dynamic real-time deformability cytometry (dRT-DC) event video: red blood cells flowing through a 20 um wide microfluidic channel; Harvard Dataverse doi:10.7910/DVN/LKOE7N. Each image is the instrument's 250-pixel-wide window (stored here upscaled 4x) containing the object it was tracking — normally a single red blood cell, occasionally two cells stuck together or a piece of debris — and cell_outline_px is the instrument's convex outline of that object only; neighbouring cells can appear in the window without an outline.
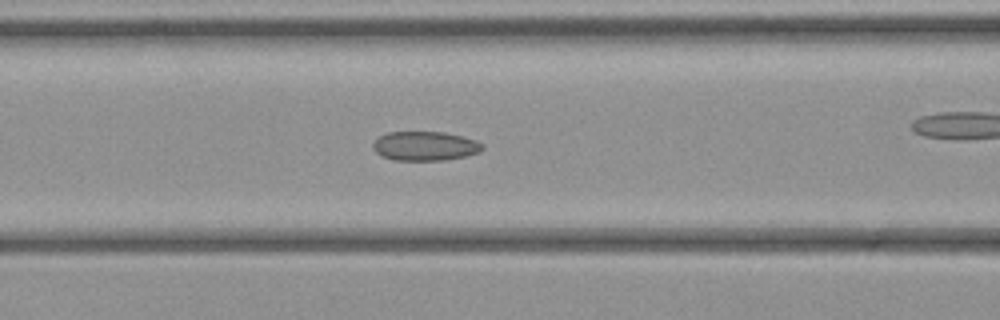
{"species": "common noctule bat (a hibernating species)", "species_latin": "Nyctalus noctula", "temperature_condition": "cold", "stored_images_in_passage": 45, "camera_frame_rate_fps": 3000, "um_per_image_px": 0.085, "animal": {"sex": "female", "body_mass_g": 21.9}, "frame": {"image": 1, "passage_image": 18, "time_ms": 5.667, "image_size_px": [1000, 320], "cell_outline_px": [[484, 148], [480, 152], [464, 156], [444, 160], [392, 160], [376, 152], [372, 148], [372, 144], [380, 136], [388, 132], [444, 132], [476, 140], [484, 144]], "centroid_in_image_um": [36.14, 12.41], "position_along_channel_um": 130.5, "area_um2": 18.55}}
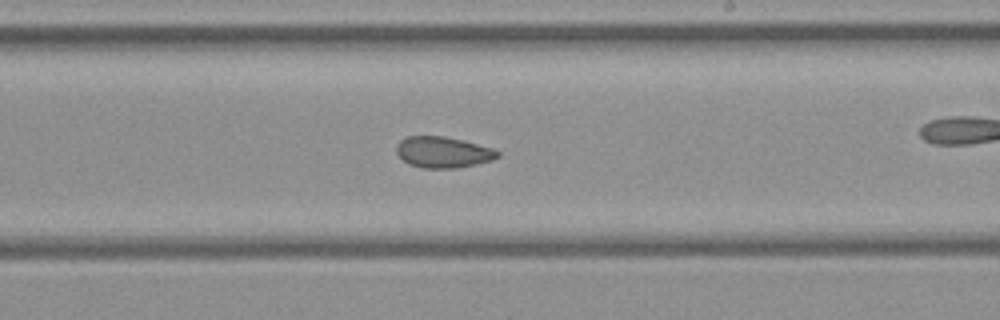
{"frame": {"image": 2, "passage_image": 26, "time_ms": 8.333, "image_size_px": [1000, 320], "cell_outline_px": [[500, 156], [492, 160], [476, 164], [456, 168], [424, 168], [408, 164], [396, 152], [396, 144], [400, 140], [408, 136], [444, 136], [492, 148], [500, 152]], "centroid_in_image_um": [37.64, 12.94], "position_along_channel_um": 251.4, "area_um2": 18.21}}
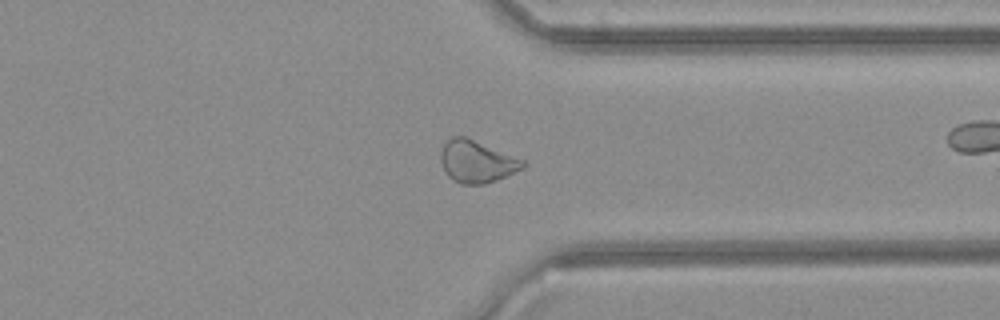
{"frame": {"image": 3, "passage_image": 34, "time_ms": 11.0, "image_size_px": [1000, 320], "cell_outline_px": [[528, 164], [524, 168], [496, 180], [484, 184], [460, 184], [452, 180], [444, 172], [440, 160], [440, 152], [444, 140], [452, 136], [464, 136], [524, 160]], "centroid_in_image_um": [40.48, 13.73], "position_along_channel_um": 370.9, "area_um2": 20.35}}